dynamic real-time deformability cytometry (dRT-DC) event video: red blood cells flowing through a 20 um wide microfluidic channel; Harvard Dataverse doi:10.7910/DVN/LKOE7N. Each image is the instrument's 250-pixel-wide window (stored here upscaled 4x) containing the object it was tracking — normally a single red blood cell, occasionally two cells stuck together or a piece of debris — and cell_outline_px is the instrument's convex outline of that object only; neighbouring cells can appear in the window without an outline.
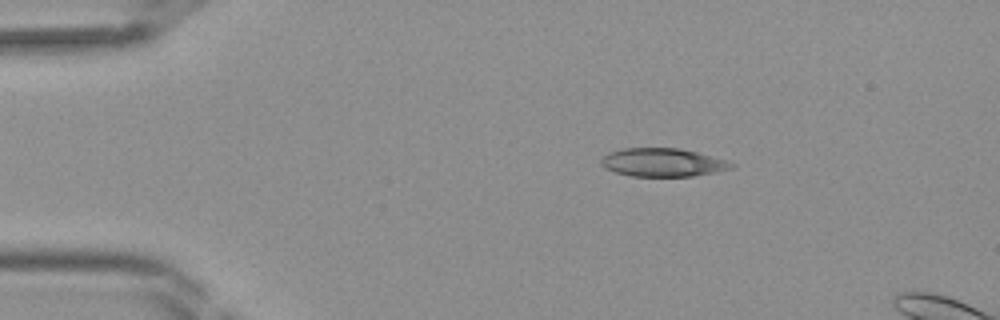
{"species": "Egyptian fruit bat (a non-hibernating species)", "species_latin": "Rousettus aegyptiacus", "temperature_condition": "room temperature", "stored_images_in_passage": 12, "camera_frame_rate_fps": 3000, "um_per_image_px": 0.085, "frame": {"image": 1, "passage_image": 7, "time_ms": 2.0, "image_size_px": [1000, 320], "cell_outline_px": [[736, 164], [732, 168], [692, 176], [632, 176], [616, 172], [600, 164], [600, 160], [608, 152], [624, 148], [680, 148], [696, 152], [724, 160]], "centroid_in_image_um": [56.3, 13.8], "position_along_channel_um": 28.7, "area_um2": 21.15}}